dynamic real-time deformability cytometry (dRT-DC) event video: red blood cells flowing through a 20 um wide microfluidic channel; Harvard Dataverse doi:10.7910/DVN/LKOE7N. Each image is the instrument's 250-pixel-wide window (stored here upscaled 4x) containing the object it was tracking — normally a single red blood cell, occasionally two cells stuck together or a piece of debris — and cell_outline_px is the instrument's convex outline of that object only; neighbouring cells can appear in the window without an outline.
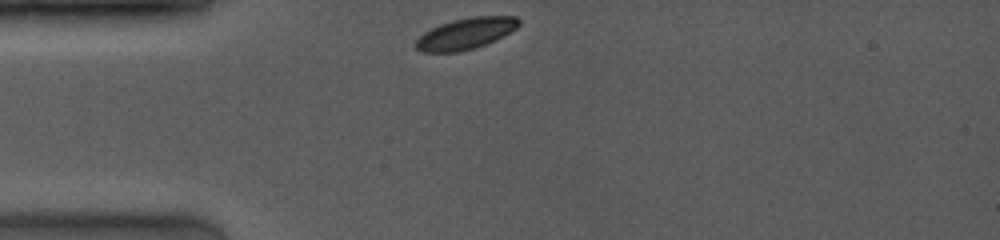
{"species": "common noctule bat (a hibernating species)", "species_latin": "Nyctalus noctula", "temperature_condition": "room temperature", "stored_images_in_passage": 50, "camera_frame_rate_fps": 4000, "um_per_image_px": 0.085, "animal": {"sex": "female", "body_mass_g": 19.0, "forearm_length_mm": 53.3}, "frame": {"image": 1, "passage_image": 1, "time_ms": 0.0, "image_size_px": [1000, 240], "cell_outline_px": [[520, 24], [516, 28], [476, 48], [460, 52], [420, 52], [416, 48], [416, 40], [424, 32], [440, 24], [452, 20], [472, 16], [516, 16], [520, 20]], "centroid_in_image_um": [39.55, 2.85], "position_along_channel_um": 45.4, "area_um2": 18.55}}
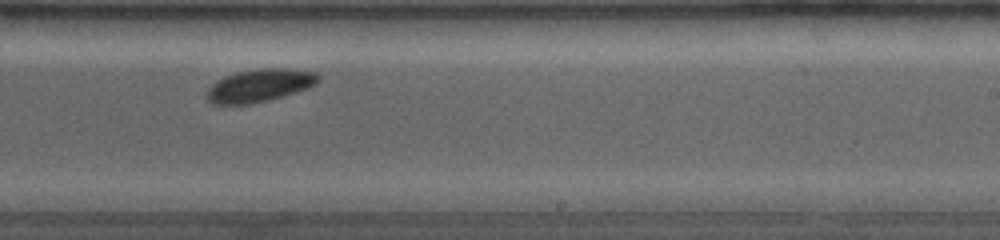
{"frame": {"image": 2, "passage_image": 28, "time_ms": 6.0, "image_size_px": [1000, 240], "cell_outline_px": [[320, 80], [316, 84], [308, 88], [296, 92], [268, 100], [252, 104], [212, 104], [208, 100], [208, 88], [216, 80], [224, 76], [236, 72], [256, 68], [292, 68], [316, 72], [320, 76]], "centroid_in_image_um": [22.1, 7.24], "position_along_channel_um": 266.9, "area_um2": 21.5}}
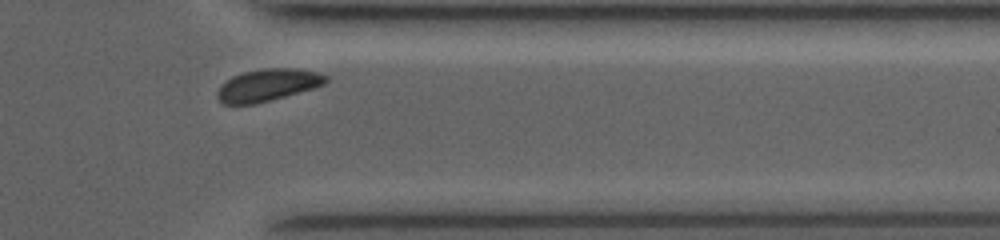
{"frame": {"image": 3, "passage_image": 44, "time_ms": 9.0, "image_size_px": [1000, 240], "cell_outline_px": [[328, 80], [324, 84], [312, 88], [256, 104], [224, 104], [216, 96], [216, 92], [232, 76], [244, 72], [264, 68], [296, 68], [316, 72], [328, 76]], "centroid_in_image_um": [22.76, 7.22], "position_along_channel_um": 388.6, "area_um2": 20.0}, "authors_computed_cell_mechanics": {"area_um2": 20.7502, "velocity_mm_per_s": 4.0147, "shape_relaxation_time_tau1_ms": 1.2203, "shape_relaxation_time_tau2_ms": null, "deformation_change_tau1": 0.0442, "deformation_change_tau2": null}}